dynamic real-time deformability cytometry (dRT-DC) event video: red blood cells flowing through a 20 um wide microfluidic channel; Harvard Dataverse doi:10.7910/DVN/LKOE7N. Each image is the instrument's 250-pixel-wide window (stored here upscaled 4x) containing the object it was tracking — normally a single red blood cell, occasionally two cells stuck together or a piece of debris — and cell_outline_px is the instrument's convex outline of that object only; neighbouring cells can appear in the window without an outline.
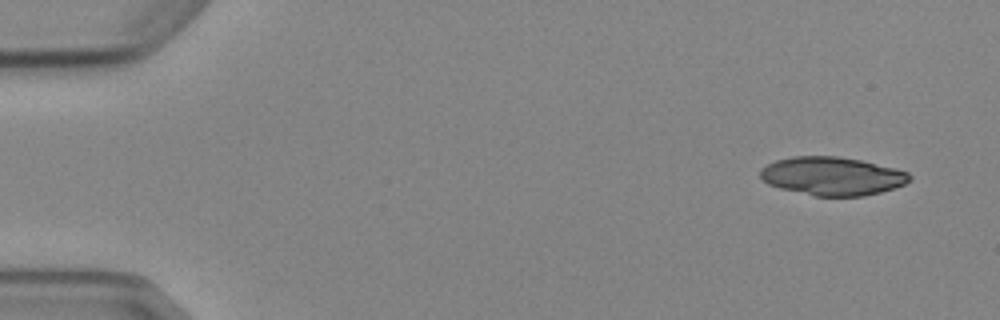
{"species": "Egyptian fruit bat (a non-hibernating species)", "species_latin": "Rousettus aegyptiacus", "temperature_condition": "cold", "stored_images_in_passage": 7, "segment_of_instrument_passage": [1, 2], "camera_frame_rate_fps": 3000, "um_per_image_px": 0.085, "animal": {"sex": "female"}, "frame": {"image": 1, "passage_image": 1, "time_ms": 0.0, "image_size_px": [1000, 320], "cell_outline_px": [[912, 180], [904, 184], [880, 192], [864, 196], [812, 196], [780, 188], [768, 184], [760, 176], [760, 168], [776, 160], [792, 156], [836, 156], [860, 160], [908, 172], [912, 176]], "centroid_in_image_um": [70.71, 14.97], "position_along_channel_um": 14.3, "area_um2": 33.29}}